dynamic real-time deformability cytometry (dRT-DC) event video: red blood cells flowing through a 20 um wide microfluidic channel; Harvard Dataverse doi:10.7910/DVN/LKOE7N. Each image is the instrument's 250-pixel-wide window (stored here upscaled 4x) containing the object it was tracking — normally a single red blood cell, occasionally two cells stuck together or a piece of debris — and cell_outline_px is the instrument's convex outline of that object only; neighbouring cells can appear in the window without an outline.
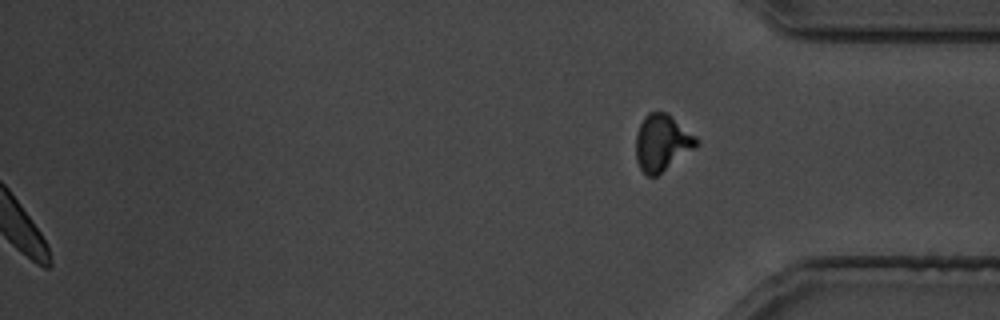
{"species": "common noctule bat (a hibernating species)", "species_latin": "Nyctalus noctula", "temperature_condition": "cold", "stored_images_in_passage": 30, "camera_frame_rate_fps": 3000, "um_per_image_px": 0.085, "animal": {"sex": "male", "body_mass_g": 19.5, "forearm_length_mm": 54.6}, "frame": {"image": 1, "passage_image": 30, "time_ms": 36.0, "image_size_px": [1000, 320], "cell_outline_px": [[700, 144], [696, 148], [656, 176], [648, 176], [640, 168], [636, 160], [636, 132], [644, 116], [648, 112], [664, 112], [696, 136], [700, 140]], "centroid_in_image_um": [56.27, 12.15], "position_along_channel_um": 378.9, "area_um2": 19.83}}